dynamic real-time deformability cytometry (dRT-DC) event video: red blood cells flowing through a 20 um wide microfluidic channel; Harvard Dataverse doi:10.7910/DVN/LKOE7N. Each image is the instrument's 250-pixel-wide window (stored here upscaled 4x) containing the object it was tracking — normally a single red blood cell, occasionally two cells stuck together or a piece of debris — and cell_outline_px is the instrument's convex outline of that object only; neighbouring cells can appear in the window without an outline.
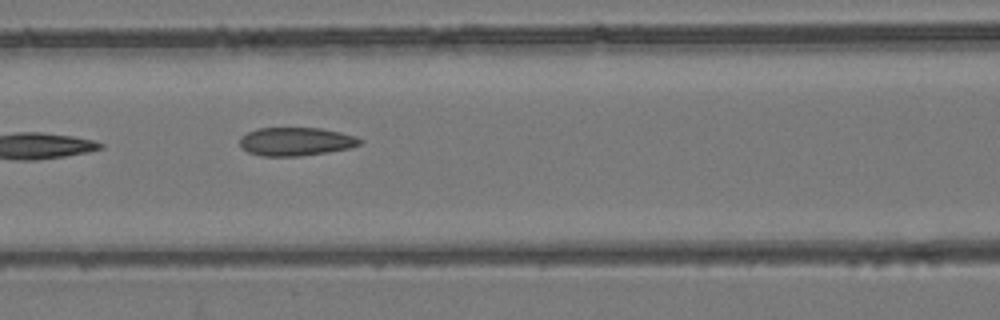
{"species": "common noctule bat (a hibernating species)", "species_latin": "Nyctalus noctula", "temperature_condition": "room temperature", "stored_images_in_passage": 8, "camera_frame_rate_fps": 3000, "um_per_image_px": 0.085, "animal": {"sex": "female", "body_mass_g": 24.6, "forearm_length_mm": 56.2}, "frame": {"image": 1, "passage_image": 6, "time_ms": 1.667, "image_size_px": [1000, 320], "cell_outline_px": [[364, 140], [360, 144], [352, 148], [328, 152], [300, 156], [260, 156], [248, 152], [240, 144], [240, 136], [248, 132], [260, 128], [320, 128], [340, 132], [356, 136]], "centroid_in_image_um": [25.18, 12.03], "position_along_channel_um": 141.4, "area_um2": 19.94}}
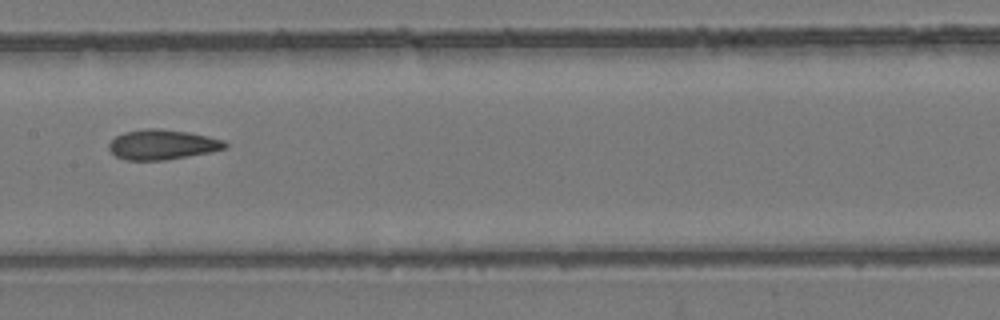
{"frame": {"image": 2, "passage_image": 7, "time_ms": 2.0, "image_size_px": [1000, 320], "cell_outline_px": [[228, 148], [212, 152], [164, 160], [124, 160], [116, 156], [108, 148], [108, 144], [116, 136], [124, 132], [144, 128], [160, 128], [188, 132], [208, 136], [224, 140], [228, 144]], "centroid_in_image_um": [13.82, 12.28], "position_along_channel_um": 193.6, "area_um2": 20.46}}
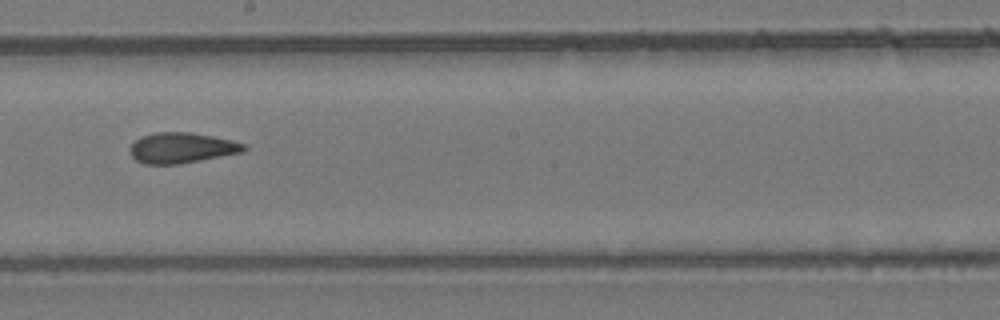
{"frame": {"image": 3, "passage_image": 8, "time_ms": 2.333, "image_size_px": [1000, 320], "cell_outline_px": [[248, 148], [244, 152], [200, 160], [176, 164], [144, 164], [136, 160], [132, 156], [132, 144], [140, 136], [156, 132], [192, 132], [232, 140], [248, 144]], "centroid_in_image_um": [15.5, 12.56], "position_along_channel_um": 232.7, "area_um2": 20.23}}